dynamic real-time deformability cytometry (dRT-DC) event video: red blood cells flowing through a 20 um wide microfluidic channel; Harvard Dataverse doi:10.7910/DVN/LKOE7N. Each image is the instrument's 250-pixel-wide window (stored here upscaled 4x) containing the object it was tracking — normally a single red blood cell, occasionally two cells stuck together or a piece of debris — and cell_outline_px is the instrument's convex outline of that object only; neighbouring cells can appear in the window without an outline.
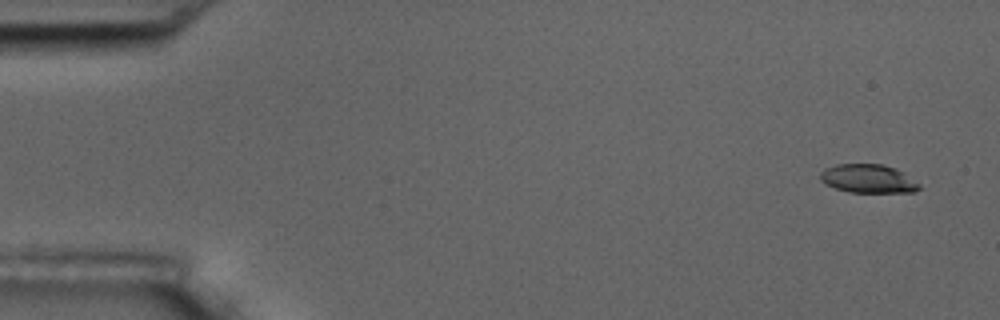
{"species": "common noctule bat (a hibernating species)", "species_latin": "Nyctalus noctula", "temperature_condition": "room temperature", "stored_images_in_passage": 5, "camera_frame_rate_fps": 3000, "um_per_image_px": 0.085, "animal": {"sex": "male", "body_mass_g": 17.5, "forearm_length_mm": 52.3}, "frame": {"image": 1, "passage_image": 1, "time_ms": 0.0, "image_size_px": [1000, 320], "cell_outline_px": [[920, 188], [916, 192], [848, 192], [824, 184], [820, 180], [820, 172], [824, 168], [836, 164], [880, 164], [896, 168], [904, 172], [920, 184]], "centroid_in_image_um": [73.79, 15.18], "position_along_channel_um": 11.2, "area_um2": 16.65}}
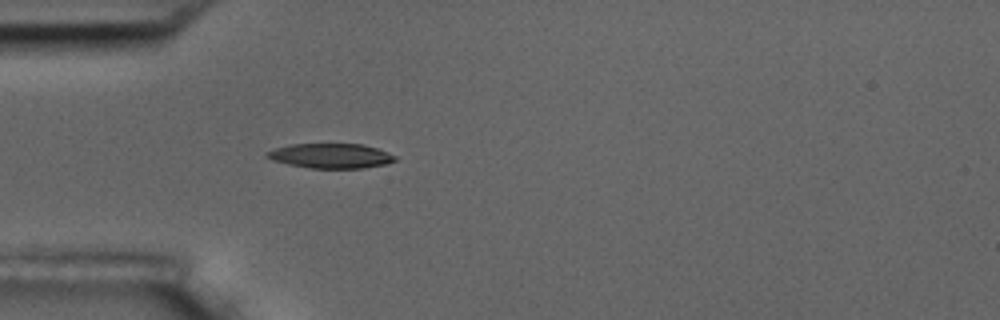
{"frame": {"image": 2, "passage_image": 5, "time_ms": 4.667, "image_size_px": [1000, 320], "cell_outline_px": [[396, 160], [384, 164], [364, 168], [312, 168], [288, 164], [272, 160], [264, 156], [264, 152], [276, 148], [292, 144], [360, 144], [376, 148], [388, 152], [396, 156]], "centroid_in_image_um": [28.09, 13.24], "position_along_channel_um": 56.9, "area_um2": 18.38}}